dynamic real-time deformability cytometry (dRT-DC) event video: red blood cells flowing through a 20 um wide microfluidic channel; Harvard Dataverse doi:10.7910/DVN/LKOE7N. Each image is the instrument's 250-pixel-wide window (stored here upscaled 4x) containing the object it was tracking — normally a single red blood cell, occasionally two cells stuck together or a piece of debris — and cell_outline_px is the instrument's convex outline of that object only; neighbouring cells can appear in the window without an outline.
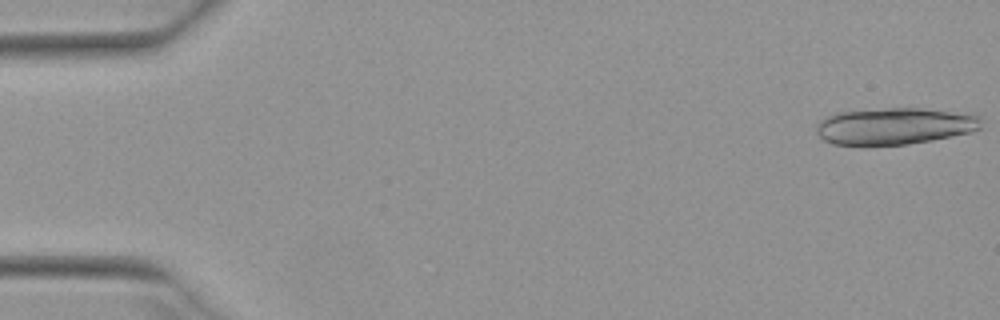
{"species": "Egyptian fruit bat (a non-hibernating species)", "species_latin": "Rousettus aegyptiacus", "temperature_condition": "warm", "stored_images_in_passage": 19, "camera_frame_rate_fps": 3000, "um_per_image_px": 0.085, "animal": {"sex": "female"}, "frame": {"image": 1, "passage_image": 1, "time_ms": 0.0, "image_size_px": [1000, 320], "cell_outline_px": [[980, 128], [972, 132], [932, 140], [908, 144], [864, 148], [860, 148], [832, 144], [824, 140], [816, 132], [816, 124], [820, 120], [836, 112], [888, 108], [920, 108], [972, 112], [980, 116]], "centroid_in_image_um": [76.02, 10.75], "position_along_channel_um": 9.0, "area_um2": 36.59}}